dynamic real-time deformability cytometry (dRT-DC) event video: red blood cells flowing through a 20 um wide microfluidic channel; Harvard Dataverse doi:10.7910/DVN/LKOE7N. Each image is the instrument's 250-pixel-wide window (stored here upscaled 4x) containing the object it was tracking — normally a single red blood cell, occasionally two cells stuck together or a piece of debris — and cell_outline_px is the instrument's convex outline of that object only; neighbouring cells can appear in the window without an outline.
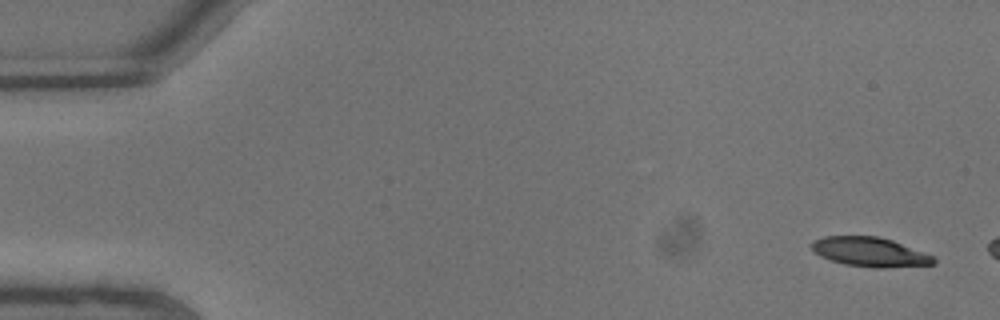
{"species": "common noctule bat (a hibernating species)", "species_latin": "Nyctalus noctula", "temperature_condition": "warm", "stored_images_in_passage": 4, "camera_frame_rate_fps": 3000, "um_per_image_px": 0.085, "animal": {"sex": "male", "body_mass_g": 13.3}, "frame": {"image": 1, "passage_image": 1, "time_ms": 0.0, "image_size_px": [1000, 320], "cell_outline_px": [[936, 264], [884, 268], [872, 268], [844, 264], [820, 256], [808, 244], [812, 240], [824, 236], [880, 236], [892, 240], [932, 256], [936, 260]], "centroid_in_image_um": [73.9, 21.41], "position_along_channel_um": 11.1, "area_um2": 20.87}}